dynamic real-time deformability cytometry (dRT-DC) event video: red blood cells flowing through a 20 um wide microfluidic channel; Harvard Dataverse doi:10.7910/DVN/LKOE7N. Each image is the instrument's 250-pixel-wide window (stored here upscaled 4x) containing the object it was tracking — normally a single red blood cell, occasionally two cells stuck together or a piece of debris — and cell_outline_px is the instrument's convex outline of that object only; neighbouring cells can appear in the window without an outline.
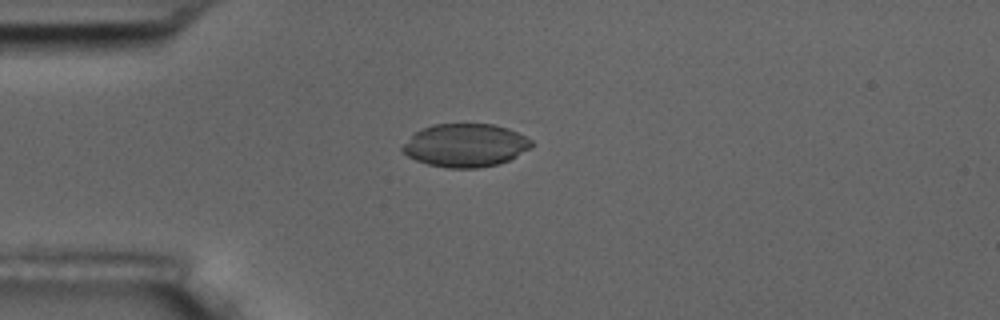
{"species": "common noctule bat (a hibernating species)", "species_latin": "Nyctalus noctula", "temperature_condition": "room temperature", "stored_images_in_passage": 3, "camera_frame_rate_fps": 3000, "um_per_image_px": 0.085, "animal": {"sex": "male", "body_mass_g": 17.5, "forearm_length_mm": 52.3}, "frame": {"image": 1, "passage_image": 2, "time_ms": 1.0, "image_size_px": [1000, 320], "cell_outline_px": [[536, 144], [532, 148], [500, 164], [480, 168], [444, 168], [428, 164], [416, 160], [400, 152], [400, 148], [416, 132], [432, 124], [492, 124], [508, 128], [532, 140]], "centroid_in_image_um": [39.58, 12.36], "position_along_channel_um": 45.4, "area_um2": 32.6}}